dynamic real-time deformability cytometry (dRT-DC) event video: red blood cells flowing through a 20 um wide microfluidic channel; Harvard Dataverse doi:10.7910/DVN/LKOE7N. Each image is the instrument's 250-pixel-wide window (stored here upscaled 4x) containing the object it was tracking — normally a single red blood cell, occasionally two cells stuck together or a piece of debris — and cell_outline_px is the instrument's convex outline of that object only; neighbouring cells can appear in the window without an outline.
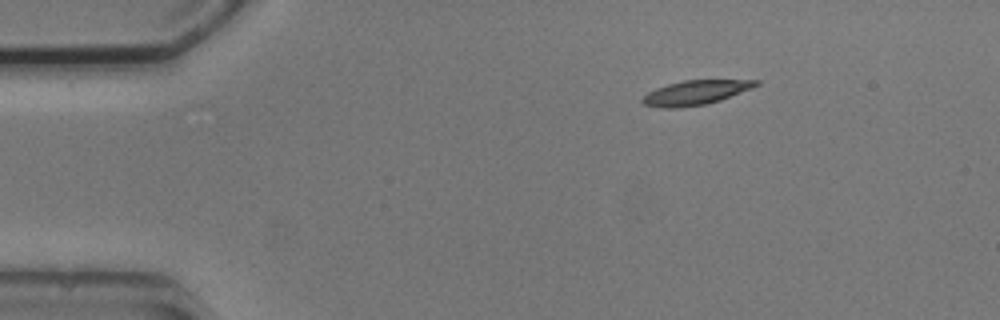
{"species": "common noctule bat (a hibernating species)", "species_latin": "Nyctalus noctula", "temperature_condition": "cold", "stored_images_in_passage": 2, "camera_frame_rate_fps": 3000, "um_per_image_px": 0.085, "animal": {"sex": "male", "body_mass_g": 20.5, "forearm_length_mm": 52.5}, "frame": {"image": 1, "passage_image": 1, "time_ms": 0.0, "image_size_px": [1000, 320], "cell_outline_px": [[760, 84], [752, 88], [720, 100], [704, 104], [680, 108], [660, 108], [644, 104], [640, 100], [648, 92], [656, 88], [668, 84], [684, 80], [760, 80]], "centroid_in_image_um": [59.1, 7.87], "position_along_channel_um": 25.9, "area_um2": 16.07}}